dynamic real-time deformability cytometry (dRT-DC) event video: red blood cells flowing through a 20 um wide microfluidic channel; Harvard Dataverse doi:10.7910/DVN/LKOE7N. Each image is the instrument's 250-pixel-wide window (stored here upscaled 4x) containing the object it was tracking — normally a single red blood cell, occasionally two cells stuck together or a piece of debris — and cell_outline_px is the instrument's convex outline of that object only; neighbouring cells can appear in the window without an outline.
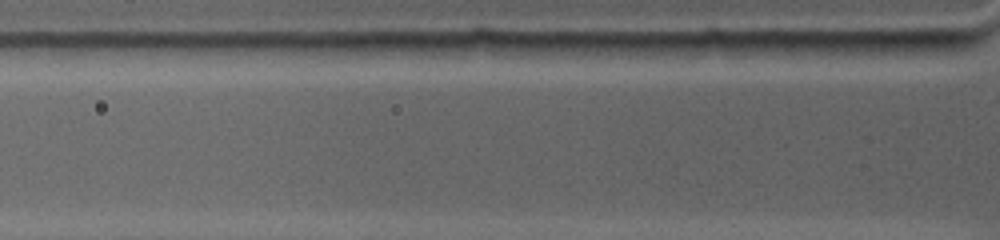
{"species": "common noctule bat (a hibernating species)", "species_latin": "Nyctalus noctula", "temperature_condition": "warm", "stored_images_in_passage": 3, "segment_of_instrument_passage": [1, 2], "camera_frame_rate_fps": 4500, "um_per_image_px": 0.085, "animal": {"sex": "female", "body_mass_g": 19.0, "forearm_length_mm": 53.3}, "frame": {"image": 1, "passage_image": 2, "time_ms": 0.222, "image_size_px": [1000, 240], "cell_outline_px": [[616, 44], [604, 60], [548, 60], [516, 44], [564, 40], [604, 40]], "centroid_in_image_um": [48.54, 4.22], "position_along_channel_um": 77.3, "area_um2": 11.04}}